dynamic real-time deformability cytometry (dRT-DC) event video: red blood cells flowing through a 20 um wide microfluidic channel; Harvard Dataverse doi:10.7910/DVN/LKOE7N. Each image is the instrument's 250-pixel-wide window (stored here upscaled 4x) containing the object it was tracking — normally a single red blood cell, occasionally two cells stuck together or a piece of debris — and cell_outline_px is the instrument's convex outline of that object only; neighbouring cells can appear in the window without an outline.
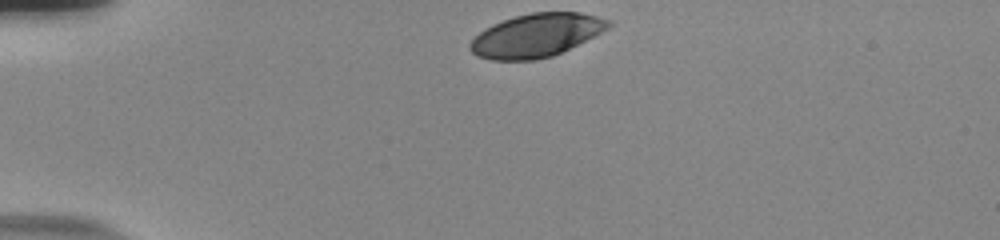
{"species": "human", "species_latin": "Homo sapiens", "temperature_condition": "room temperature", "stored_images_in_passage": 34, "camera_frame_rate_fps": 3000, "um_per_image_px": 0.085, "donor": {"sex": "male"}, "frame": {"image": 1, "passage_image": 1, "time_ms": 0.0, "image_size_px": [1000, 240], "cell_outline_px": [[612, 24], [608, 28], [552, 56], [536, 60], [492, 60], [476, 56], [468, 48], [468, 44], [484, 28], [492, 24], [516, 16], [532, 12], [580, 12], [612, 20]], "centroid_in_image_um": [45.54, 3.0], "position_along_channel_um": 39.5, "area_um2": 34.62}}
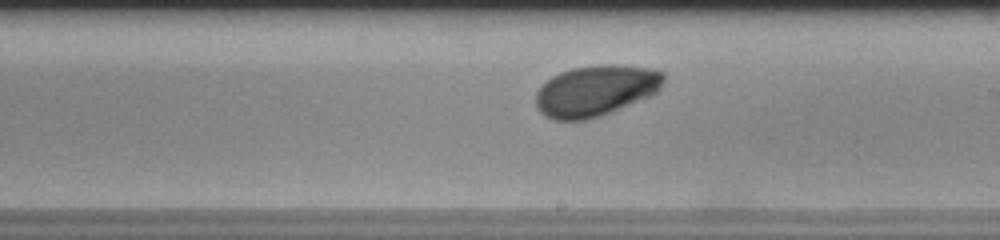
{"frame": {"image": 2, "passage_image": 21, "time_ms": 6.667, "image_size_px": [1000, 240], "cell_outline_px": [[664, 80], [660, 88], [652, 96], [600, 116], [584, 120], [552, 120], [544, 116], [540, 112], [536, 104], [536, 92], [552, 76], [560, 72], [572, 68], [596, 64], [616, 64], [656, 68], [664, 72]], "centroid_in_image_um": [50.67, 7.69], "position_along_channel_um": 238.3, "area_um2": 38.32}}
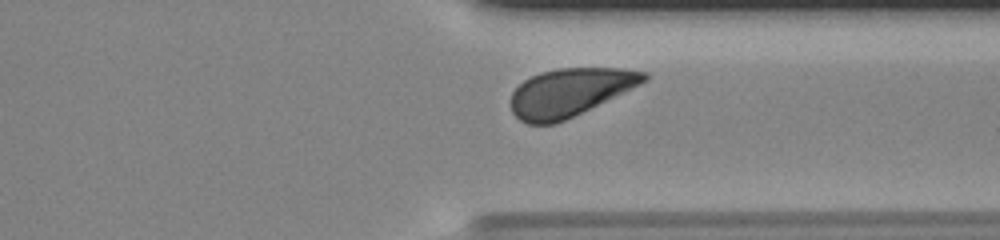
{"frame": {"image": 3, "passage_image": 31, "time_ms": 10.0, "image_size_px": [1000, 240], "cell_outline_px": [[648, 80], [640, 84], [564, 120], [552, 124], [528, 124], [520, 120], [512, 112], [512, 92], [524, 80], [540, 72], [556, 68], [624, 68], [648, 72]], "centroid_in_image_um": [48.43, 7.82], "position_along_channel_um": 363.0, "area_um2": 36.7}, "authors_computed_cell_mechanics": {"area_um2": 37.3677, "velocity_mm_per_s": 3.729, "shape_relaxation_time_tau1_ms": 3.1304, "shape_relaxation_time_tau2_ms": null, "deformation_change_tau1": 0.1242, "deformation_change_tau2": null}}